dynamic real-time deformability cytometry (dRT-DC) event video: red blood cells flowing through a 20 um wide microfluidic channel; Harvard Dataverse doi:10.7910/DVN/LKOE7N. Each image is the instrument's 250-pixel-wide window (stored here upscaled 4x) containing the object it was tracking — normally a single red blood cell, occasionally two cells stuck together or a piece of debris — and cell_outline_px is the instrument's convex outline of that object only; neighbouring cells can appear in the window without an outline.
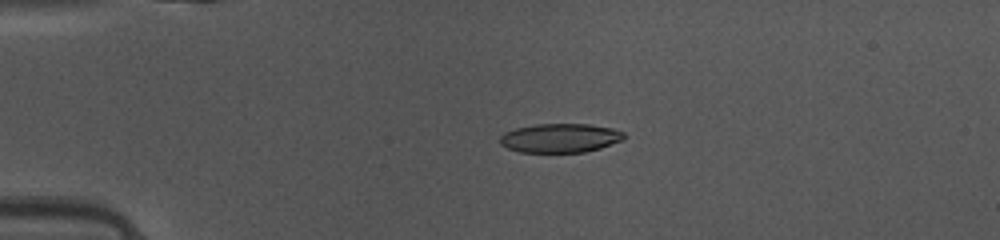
{"species": "common noctule bat (a hibernating species)", "species_latin": "Nyctalus noctula", "temperature_condition": "warm", "stored_images_in_passage": 38, "camera_frame_rate_fps": 3000, "um_per_image_px": 0.085, "animal": {"sex": "female", "body_mass_g": 10.0, "forearm_length_mm": 53.1}, "frame": {"image": 1, "passage_image": 1, "time_ms": 0.0, "image_size_px": [1000, 240], "cell_outline_px": [[624, 140], [600, 148], [584, 152], [520, 152], [508, 148], [500, 144], [500, 136], [504, 132], [516, 128], [536, 124], [588, 124], [612, 128], [624, 132]], "centroid_in_image_um": [47.61, 11.73], "position_along_channel_um": 37.4, "area_um2": 20.98}}
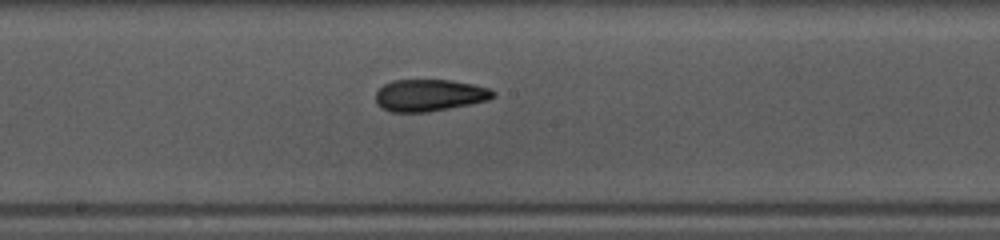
{"frame": {"image": 2, "passage_image": 16, "time_ms": 5.0, "image_size_px": [1000, 240], "cell_outline_px": [[496, 96], [488, 100], [428, 112], [392, 112], [380, 108], [376, 104], [376, 92], [384, 84], [392, 80], [452, 80], [492, 88], [496, 92]], "centroid_in_image_um": [36.5, 8.09], "position_along_channel_um": 211.7, "area_um2": 21.96}}
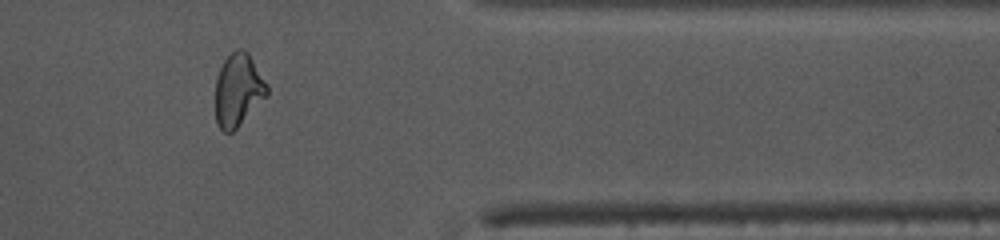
{"frame": {"image": 3, "passage_image": 30, "time_ms": 9.667, "image_size_px": [1000, 240], "cell_outline_px": [[268, 96], [232, 132], [224, 132], [216, 124], [216, 80], [220, 68], [224, 60], [236, 48], [244, 48], [248, 52], [268, 84]], "centroid_in_image_um": [20.26, 7.64], "position_along_channel_um": 391.1, "area_um2": 21.96}, "authors_computed_cell_mechanics": {"area_um2": 21.7617, "velocity_mm_per_s": 4.1427, "shape_relaxation_time_tau1_ms": null, "shape_relaxation_time_tau2_ms": 2.8494, "deformation_change_tau1": null, "deformation_change_tau2": 0.1087}}